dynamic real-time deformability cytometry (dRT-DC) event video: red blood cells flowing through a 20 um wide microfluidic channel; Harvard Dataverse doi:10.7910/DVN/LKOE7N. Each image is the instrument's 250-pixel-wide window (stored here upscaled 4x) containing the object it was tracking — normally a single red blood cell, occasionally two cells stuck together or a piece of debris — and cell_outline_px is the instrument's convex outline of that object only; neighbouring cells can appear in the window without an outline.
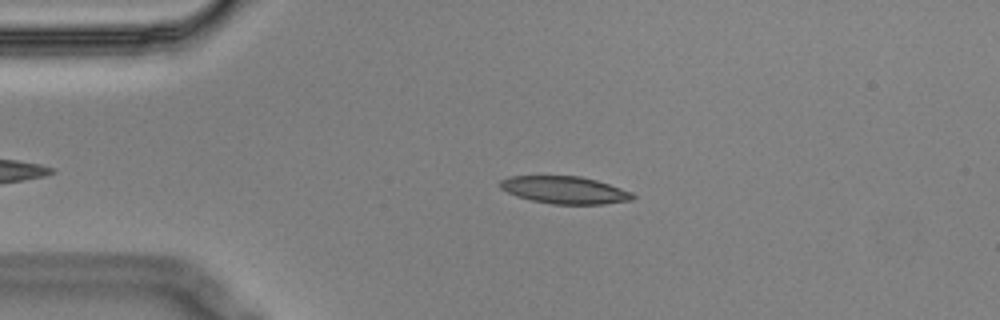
{"species": "Egyptian fruit bat (a non-hibernating species)", "species_latin": "Rousettus aegyptiacus", "temperature_condition": "cold", "stored_images_in_passage": 46, "camera_frame_rate_fps": 3000, "um_per_image_px": 0.085, "animal": {"sex": "male"}, "frame": {"image": 1, "passage_image": 8, "time_ms": 2.333, "image_size_px": [1000, 320], "cell_outline_px": [[636, 196], [632, 200], [604, 204], [552, 204], [532, 200], [516, 196], [500, 188], [500, 180], [508, 176], [580, 176], [596, 180], [632, 192]], "centroid_in_image_um": [48.0, 16.15], "position_along_channel_um": 37.0, "area_um2": 21.1}}
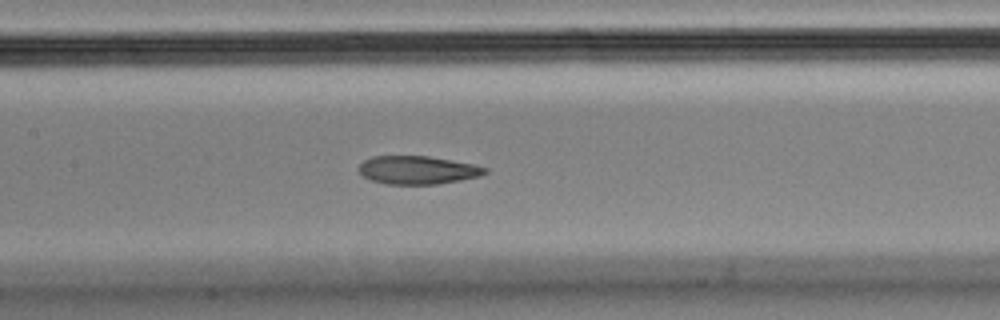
{"frame": {"image": 2, "passage_image": 22, "time_ms": 7.0, "image_size_px": [1000, 320], "cell_outline_px": [[488, 172], [480, 176], [460, 180], [436, 184], [384, 184], [372, 180], [364, 176], [356, 168], [364, 160], [372, 156], [428, 156], [476, 164], [488, 168]], "centroid_in_image_um": [35.51, 14.45], "position_along_channel_um": 171.9, "area_um2": 20.87}}
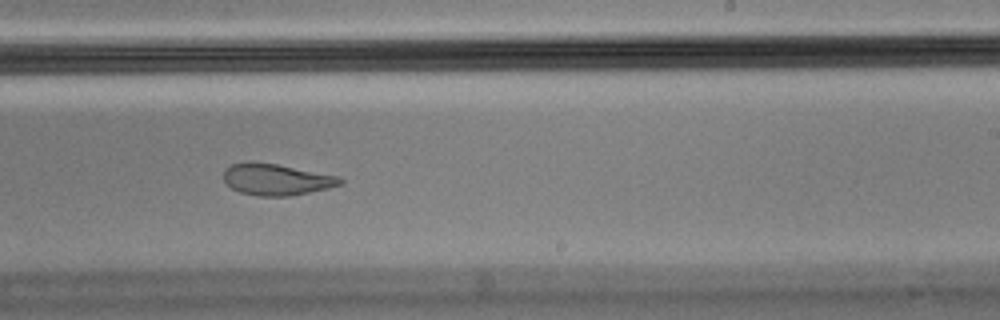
{"frame": {"image": 3, "passage_image": 30, "time_ms": 9.667, "image_size_px": [1000, 320], "cell_outline_px": [[344, 184], [328, 188], [288, 196], [256, 196], [240, 192], [232, 188], [224, 180], [224, 168], [232, 164], [248, 160], [276, 164], [340, 176], [344, 180]], "centroid_in_image_um": [23.49, 15.24], "position_along_channel_um": 265.5, "area_um2": 21.5}, "authors_computed_cell_mechanics": {"area_um2": 21.8773, "velocity_mm_per_s": 3.5216, "shape_relaxation_time_tau1_ms": null, "shape_relaxation_time_tau2_ms": 2.6555, "deformation_change_tau1": null, "deformation_change_tau2": 0.1027}}